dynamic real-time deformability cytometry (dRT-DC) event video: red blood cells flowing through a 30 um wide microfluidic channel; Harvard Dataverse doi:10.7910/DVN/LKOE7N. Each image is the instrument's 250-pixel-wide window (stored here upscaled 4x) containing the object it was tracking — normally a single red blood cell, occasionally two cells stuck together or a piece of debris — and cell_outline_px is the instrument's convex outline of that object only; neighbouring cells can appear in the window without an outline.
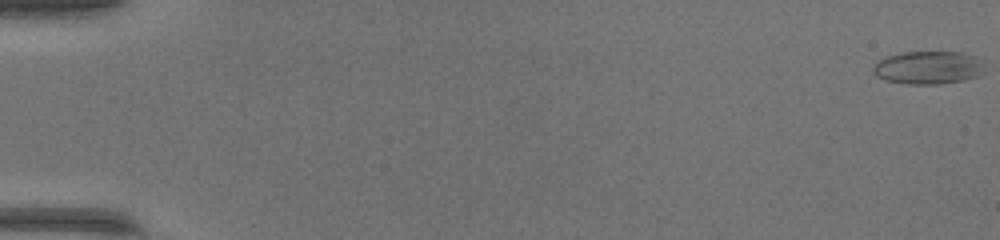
{"species": "common noctule bat (a hibernating species)", "species_latin": "Nyctalus noctula", "temperature_condition": "warm", "stored_images_in_passage": 51, "camera_frame_rate_fps": 3000, "um_per_image_px": 0.085, "animal": {"sex": "female", "body_mass_g": 17.0, "forearm_length_mm": 48.0}, "frame": {"image": 1, "passage_image": 1, "time_ms": 0.0, "image_size_px": [1000, 240], "cell_outline_px": [[984, 72], [976, 76], [960, 80], [940, 84], [908, 84], [884, 80], [876, 76], [872, 72], [872, 68], [880, 60], [888, 56], [904, 52], [960, 52], [972, 56], [984, 64]], "centroid_in_image_um": [78.87, 5.75], "position_along_channel_um": 6.1, "area_um2": 21.21}}
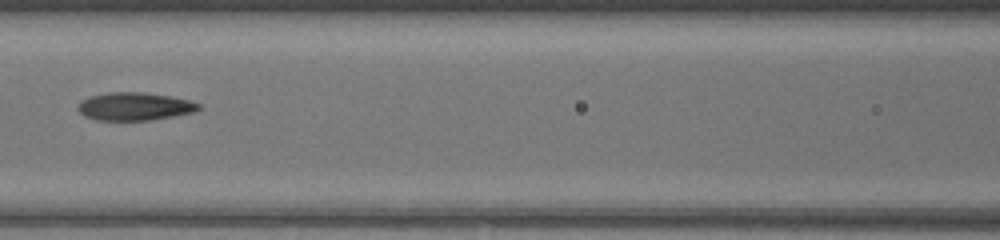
{"frame": {"image": 2, "passage_image": 25, "time_ms": 8.0, "image_size_px": [1000, 240], "cell_outline_px": [[200, 108], [192, 112], [172, 116], [148, 120], [96, 120], [84, 116], [76, 108], [80, 100], [88, 96], [108, 92], [144, 92], [168, 96], [188, 100], [200, 104]], "centroid_in_image_um": [11.36, 9.04], "position_along_channel_um": 155.2, "area_um2": 19.59}}
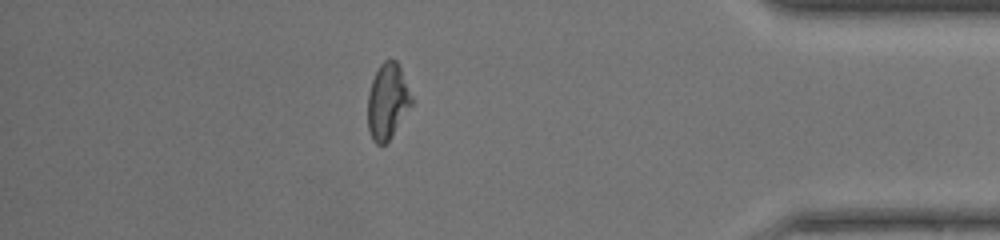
{"frame": {"image": 3, "passage_image": 45, "time_ms": 14.667, "image_size_px": [1000, 240], "cell_outline_px": [[416, 100], [392, 136], [384, 144], [376, 144], [372, 140], [368, 128], [368, 92], [372, 80], [380, 64], [384, 60], [396, 60]], "centroid_in_image_um": [32.98, 8.62], "position_along_channel_um": 402.2, "area_um2": 19.65}, "authors_computed_cell_mechanics": {"area_um2": 20.1722, "velocity_mm_per_s": 4.2417, "shape_relaxation_time_tau1_ms": null, "shape_relaxation_time_tau2_ms": 2.6776, "deformation_change_tau1": null, "deformation_change_tau2": 0.114}}